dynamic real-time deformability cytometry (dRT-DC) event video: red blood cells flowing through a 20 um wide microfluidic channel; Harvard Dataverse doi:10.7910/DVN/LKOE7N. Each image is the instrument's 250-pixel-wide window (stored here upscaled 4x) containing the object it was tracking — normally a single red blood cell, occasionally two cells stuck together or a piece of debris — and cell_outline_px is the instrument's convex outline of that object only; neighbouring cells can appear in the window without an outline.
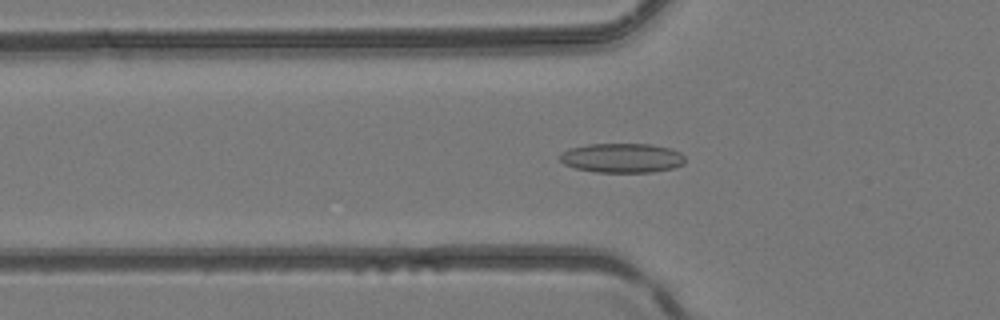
{"species": "common noctule bat (a hibernating species)", "species_latin": "Nyctalus noctula", "temperature_condition": "room temperature", "stored_images_in_passage": 30, "camera_frame_rate_fps": 3000, "um_per_image_px": 0.085, "animal": {"sex": "female", "body_mass_g": 24.6, "forearm_length_mm": 56.2}, "frame": {"image": 1, "passage_image": 4, "time_ms": 1.0, "image_size_px": [1000, 320], "cell_outline_px": [[684, 164], [672, 168], [652, 172], [596, 172], [576, 168], [564, 164], [556, 156], [560, 152], [568, 148], [588, 144], [652, 144], [672, 148], [680, 152], [684, 156]], "centroid_in_image_um": [52.84, 13.41], "position_along_channel_um": 73.0, "area_um2": 21.73}}
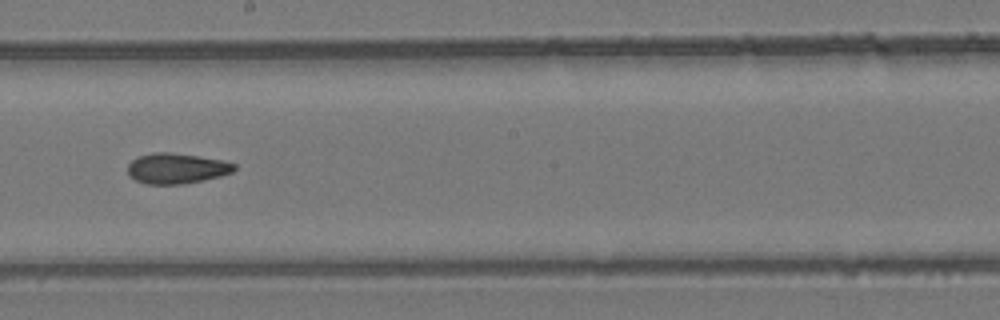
{"frame": {"image": 2, "passage_image": 15, "time_ms": 4.667, "image_size_px": [1000, 320], "cell_outline_px": [[236, 168], [232, 172], [220, 176], [204, 180], [184, 184], [148, 184], [136, 180], [128, 176], [128, 164], [132, 160], [140, 156], [152, 152], [168, 152], [196, 156], [220, 160], [236, 164]], "centroid_in_image_um": [14.99, 14.32], "position_along_channel_um": 233.2, "area_um2": 18.79}}
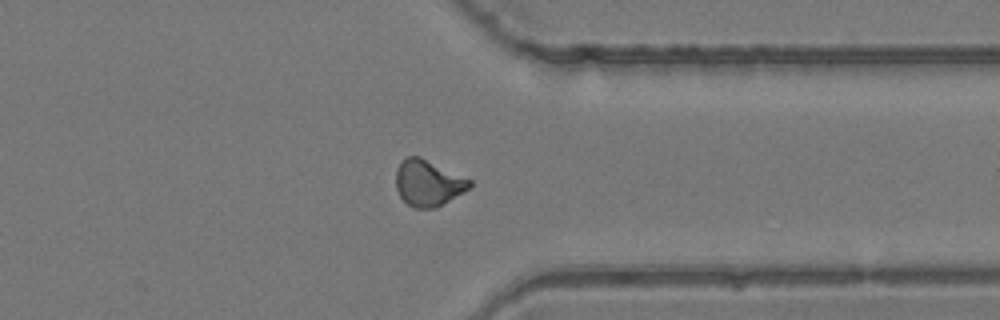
{"frame": {"image": 3, "passage_image": 25, "time_ms": 8.0, "image_size_px": [1000, 320], "cell_outline_px": [[472, 184], [468, 188], [436, 208], [416, 208], [408, 204], [400, 196], [396, 188], [396, 168], [400, 160], [408, 156], [420, 156], [472, 180]], "centroid_in_image_um": [36.35, 15.53], "position_along_channel_um": 375.0, "area_um2": 19.71}}